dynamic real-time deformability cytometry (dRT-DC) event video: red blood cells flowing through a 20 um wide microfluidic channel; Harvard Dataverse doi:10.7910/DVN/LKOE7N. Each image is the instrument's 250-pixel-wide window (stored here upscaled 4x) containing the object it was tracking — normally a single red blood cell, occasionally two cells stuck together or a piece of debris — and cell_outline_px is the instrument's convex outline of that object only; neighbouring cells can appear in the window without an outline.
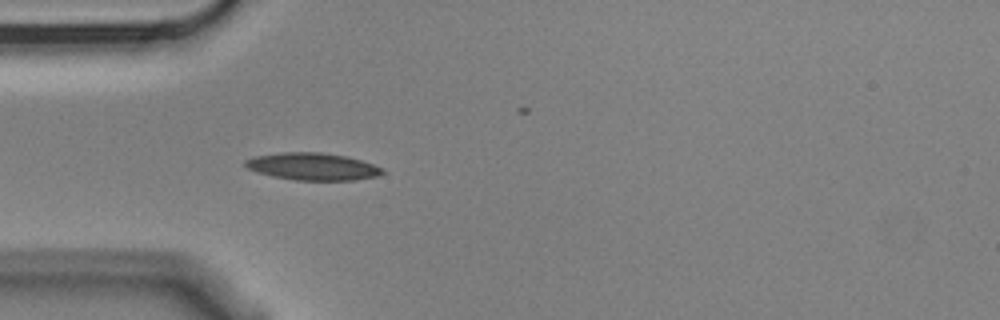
{"species": "Egyptian fruit bat (a non-hibernating species)", "species_latin": "Rousettus aegyptiacus", "temperature_condition": "cold", "stored_images_in_passage": 3, "camera_frame_rate_fps": 3000, "um_per_image_px": 0.085, "animal": {"sex": "male"}, "frame": {"image": 1, "passage_image": 3, "time_ms": 0.667, "image_size_px": [1000, 320], "cell_outline_px": [[384, 172], [376, 176], [356, 180], [296, 180], [272, 176], [256, 172], [248, 168], [244, 164], [244, 160], [256, 156], [280, 152], [320, 152], [348, 156], [372, 164], [380, 168]], "centroid_in_image_um": [26.53, 14.15], "position_along_channel_um": 58.5, "area_um2": 21.68}}